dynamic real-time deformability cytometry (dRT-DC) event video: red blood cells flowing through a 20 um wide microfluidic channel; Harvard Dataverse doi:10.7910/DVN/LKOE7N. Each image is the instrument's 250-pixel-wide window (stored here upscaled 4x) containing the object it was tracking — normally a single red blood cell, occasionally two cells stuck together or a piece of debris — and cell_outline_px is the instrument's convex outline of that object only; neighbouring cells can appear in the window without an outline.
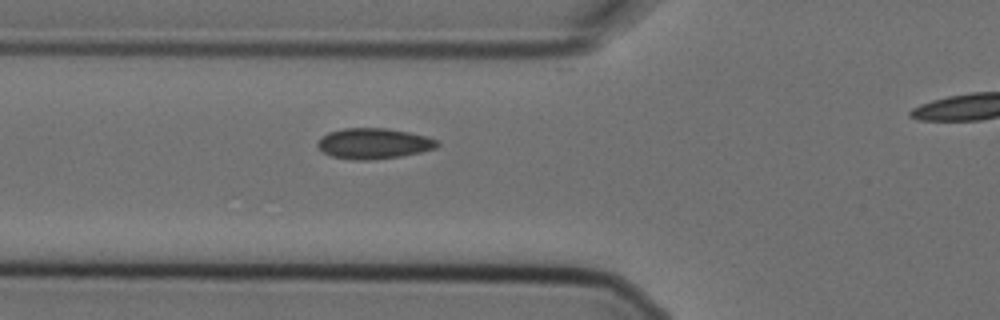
{"species": "Egyptian fruit bat (a non-hibernating species)", "species_latin": "Rousettus aegyptiacus", "temperature_condition": "cold", "stored_images_in_passage": 5, "camera_frame_rate_fps": 3000, "um_per_image_px": 0.085, "animal": {"sex": "female"}, "frame": {"image": 1, "passage_image": 5, "time_ms": 1.333, "image_size_px": [1000, 320], "cell_outline_px": [[440, 144], [436, 148], [420, 152], [400, 156], [368, 160], [352, 160], [332, 156], [324, 152], [316, 144], [320, 136], [328, 132], [344, 128], [384, 128], [408, 132], [428, 136], [440, 140]], "centroid_in_image_um": [31.78, 12.19], "position_along_channel_um": 94.0, "area_um2": 21.44}}